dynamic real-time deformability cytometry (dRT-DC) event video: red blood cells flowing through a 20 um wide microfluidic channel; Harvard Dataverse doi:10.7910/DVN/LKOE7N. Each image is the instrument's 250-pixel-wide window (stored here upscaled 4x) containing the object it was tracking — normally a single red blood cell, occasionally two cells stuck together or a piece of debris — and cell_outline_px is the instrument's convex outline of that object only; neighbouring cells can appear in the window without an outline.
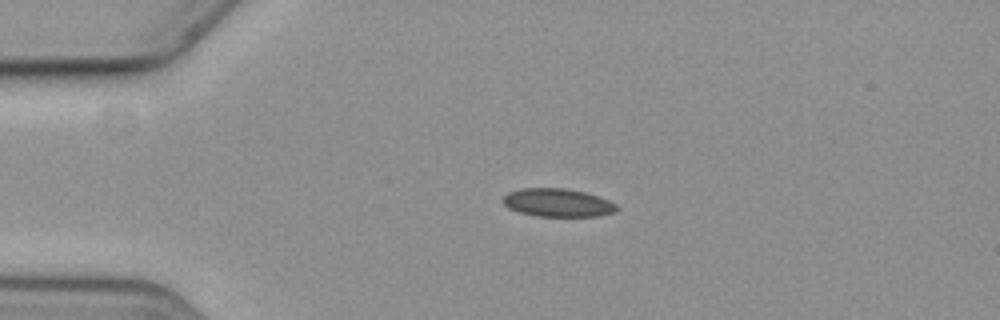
{"species": "common noctule bat (a hibernating species)", "species_latin": "Nyctalus noctula", "temperature_condition": "cold", "stored_images_in_passage": 3, "camera_frame_rate_fps": 3000, "um_per_image_px": 0.085, "animal": {"sex": "female", "body_mass_g": 19.3, "forearm_length_mm": 54.1}, "frame": {"image": 1, "passage_image": 3, "time_ms": 2.333, "image_size_px": [1000, 320], "cell_outline_px": [[620, 208], [616, 212], [600, 216], [536, 216], [520, 212], [508, 208], [500, 200], [508, 192], [520, 188], [568, 188], [584, 192], [608, 200], [616, 204]], "centroid_in_image_um": [47.4, 17.23], "position_along_channel_um": 37.6, "area_um2": 18.84}}